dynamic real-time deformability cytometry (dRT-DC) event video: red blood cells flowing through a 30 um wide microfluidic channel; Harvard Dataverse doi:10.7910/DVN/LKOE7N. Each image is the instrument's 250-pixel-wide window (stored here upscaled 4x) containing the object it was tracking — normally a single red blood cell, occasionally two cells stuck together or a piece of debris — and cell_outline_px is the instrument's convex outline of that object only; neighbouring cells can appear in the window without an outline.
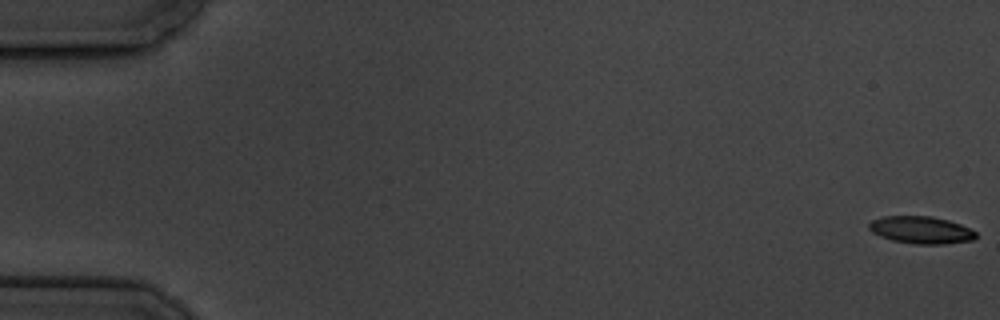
{"species": "common noctule bat (a hibernating species)", "species_latin": "Nyctalus noctula", "temperature_condition": "cold", "stored_images_in_passage": 6, "segment_of_instrument_passage": [2, 2], "camera_frame_rate_fps": 3000, "um_per_image_px": 0.085, "animal": {"sex": "male", "body_mass_g": 19.5, "forearm_length_mm": 54.6}, "frame": {"image": 1, "passage_image": 6, "time_ms": 7.0, "image_size_px": [1000, 320], "cell_outline_px": [[976, 236], [972, 240], [944, 244], [916, 244], [892, 240], [880, 236], [872, 232], [868, 228], [868, 224], [872, 220], [884, 216], [932, 216], [948, 220], [960, 224], [976, 232]], "centroid_in_image_um": [78.27, 19.54], "position_along_channel_um": 6.7, "area_um2": 16.94}}